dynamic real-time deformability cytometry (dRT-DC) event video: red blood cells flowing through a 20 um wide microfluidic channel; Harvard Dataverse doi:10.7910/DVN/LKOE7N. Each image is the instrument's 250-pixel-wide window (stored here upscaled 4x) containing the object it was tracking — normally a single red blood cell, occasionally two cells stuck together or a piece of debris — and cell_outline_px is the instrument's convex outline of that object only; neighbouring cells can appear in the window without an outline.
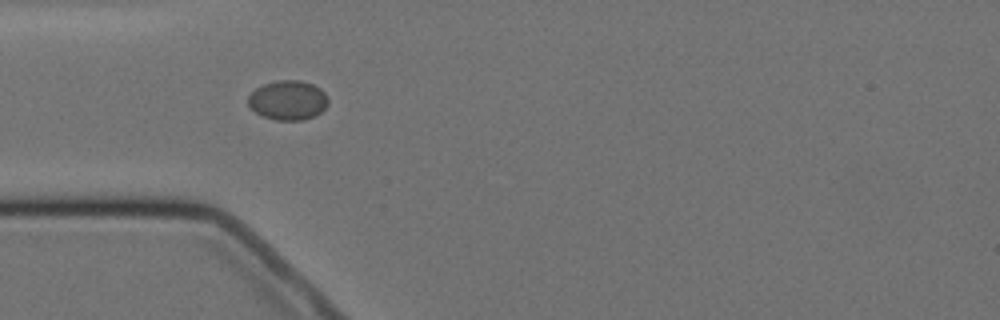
{"species": "Egyptian fruit bat (a non-hibernating species)", "species_latin": "Rousettus aegyptiacus", "temperature_condition": "cold", "stored_images_in_passage": 6, "camera_frame_rate_fps": 3000, "um_per_image_px": 0.085, "animal": {"sex": "female"}, "frame": {"image": 1, "passage_image": 5, "time_ms": 4.667, "image_size_px": [1000, 320], "cell_outline_px": [[328, 104], [320, 112], [304, 120], [276, 120], [264, 116], [256, 112], [248, 104], [248, 96], [256, 88], [264, 84], [276, 80], [300, 80], [312, 84], [320, 88], [328, 96]], "centroid_in_image_um": [24.48, 8.51], "position_along_channel_um": 60.5, "area_um2": 18.32}}
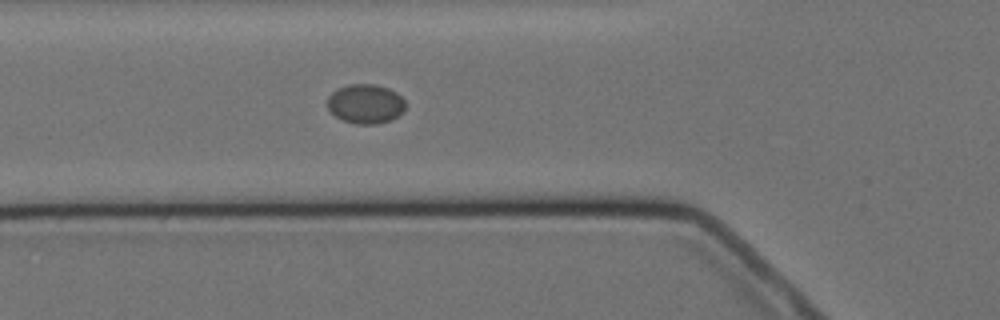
{"frame": {"image": 2, "passage_image": 6, "time_ms": 5.667, "image_size_px": [1000, 320], "cell_outline_px": [[404, 112], [388, 120], [376, 124], [356, 124], [340, 120], [328, 108], [328, 96], [332, 92], [348, 84], [376, 84], [388, 88], [396, 92], [404, 100]], "centroid_in_image_um": [31.06, 8.82], "position_along_channel_um": 94.7, "area_um2": 17.8}}